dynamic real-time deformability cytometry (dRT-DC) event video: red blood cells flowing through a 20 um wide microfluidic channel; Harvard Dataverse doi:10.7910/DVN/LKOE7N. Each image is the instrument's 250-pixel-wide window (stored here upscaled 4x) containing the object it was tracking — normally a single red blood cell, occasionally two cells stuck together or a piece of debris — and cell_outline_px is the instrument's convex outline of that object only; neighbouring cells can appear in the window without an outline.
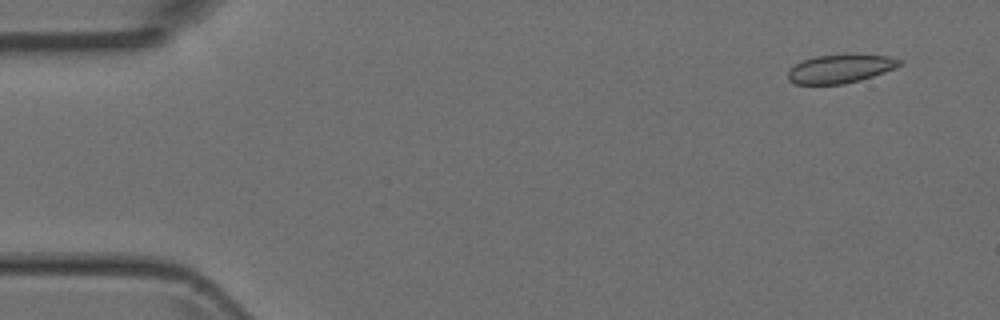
{"species": "Egyptian fruit bat (a non-hibernating species)", "species_latin": "Rousettus aegyptiacus", "temperature_condition": "room temperature", "stored_images_in_passage": 5, "camera_frame_rate_fps": 3000, "um_per_image_px": 0.085, "animal": {"sex": "female"}, "frame": {"image": 1, "passage_image": 2, "time_ms": 0.333, "image_size_px": [1000, 320], "cell_outline_px": [[904, 64], [896, 68], [860, 80], [844, 84], [796, 84], [788, 80], [788, 72], [800, 60], [816, 56], [856, 52], [888, 56], [904, 60]], "centroid_in_image_um": [71.5, 5.8], "position_along_channel_um": 13.5, "area_um2": 19.19}}
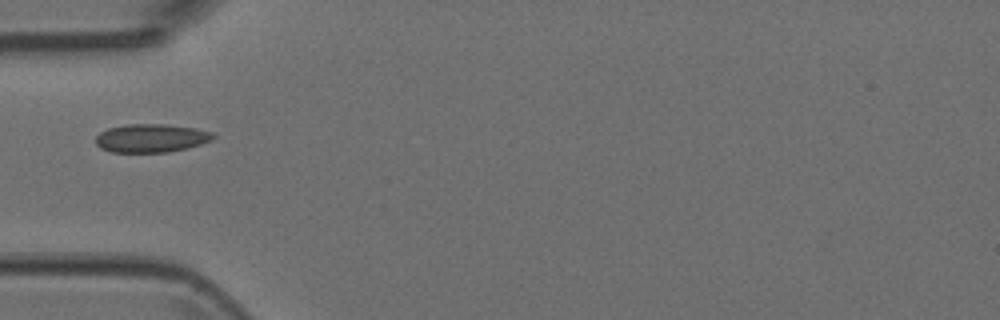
{"frame": {"image": 2, "passage_image": 5, "time_ms": 1.333, "image_size_px": [1000, 320], "cell_outline_px": [[216, 136], [212, 140], [188, 148], [168, 152], [112, 152], [100, 148], [96, 144], [96, 136], [100, 132], [108, 128], [128, 124], [164, 124], [196, 128], [212, 132]], "centroid_in_image_um": [12.85, 11.74], "position_along_channel_um": 72.1, "area_um2": 19.48}}